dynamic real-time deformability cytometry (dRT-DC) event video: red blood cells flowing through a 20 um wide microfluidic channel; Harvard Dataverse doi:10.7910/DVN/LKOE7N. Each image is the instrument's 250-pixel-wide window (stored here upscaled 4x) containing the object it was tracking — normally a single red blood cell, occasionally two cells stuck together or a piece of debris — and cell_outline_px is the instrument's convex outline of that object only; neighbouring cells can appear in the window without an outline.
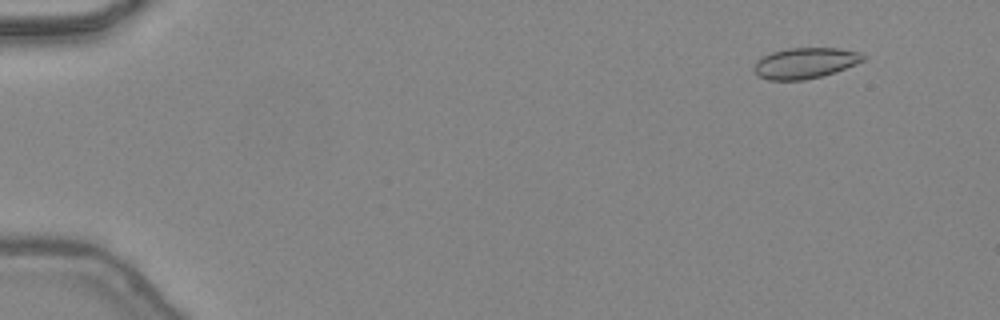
{"species": "common noctule bat (a hibernating species)", "species_latin": "Nyctalus noctula", "temperature_condition": "warm", "stored_images_in_passage": 48, "camera_frame_rate_fps": 3000, "um_per_image_px": 0.085, "animal": {"sex": "female", "body_mass_g": 24.6, "forearm_length_mm": 56.2}, "frame": {"image": 1, "passage_image": 5, "time_ms": 1.333, "image_size_px": [1000, 320], "cell_outline_px": [[868, 56], [864, 60], [856, 64], [836, 72], [804, 80], [768, 80], [756, 76], [752, 68], [756, 60], [772, 52], [788, 48], [840, 48], [860, 52]], "centroid_in_image_um": [68.43, 5.36], "position_along_channel_um": 16.6, "area_um2": 19.83}}
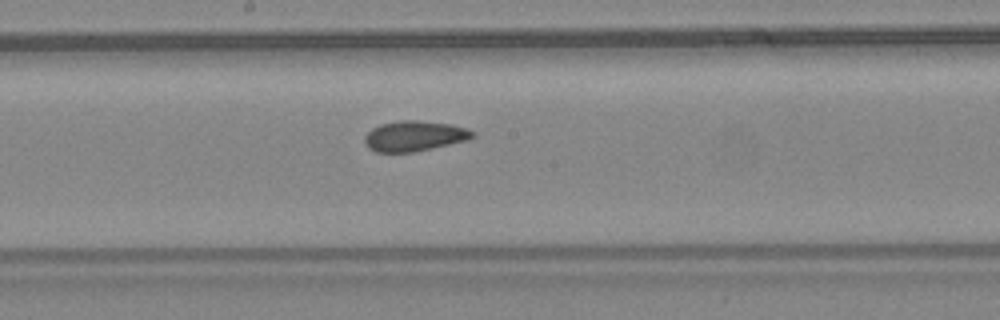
{"frame": {"image": 2, "passage_image": 27, "time_ms": 8.667, "image_size_px": [1000, 320], "cell_outline_px": [[476, 136], [468, 140], [432, 148], [412, 152], [376, 152], [368, 148], [364, 144], [364, 136], [372, 128], [380, 124], [400, 120], [420, 120], [448, 124], [464, 128], [476, 132]], "centroid_in_image_um": [35.2, 11.56], "position_along_channel_um": 213.0, "area_um2": 19.13}}
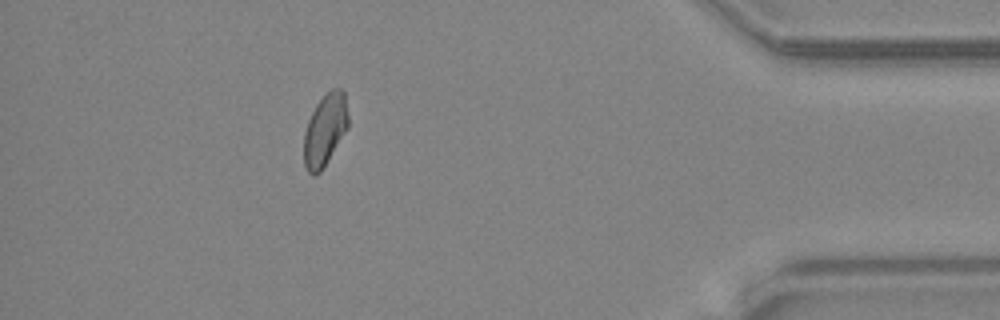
{"frame": {"image": 3, "passage_image": 43, "time_ms": 14.0, "image_size_px": [1000, 320], "cell_outline_px": [[348, 128], [320, 172], [316, 176], [312, 176], [308, 172], [304, 164], [304, 132], [308, 120], [316, 104], [332, 88], [340, 88], [344, 92], [348, 116]], "centroid_in_image_um": [27.61, 11.06], "position_along_channel_um": 407.6, "area_um2": 18.44}}